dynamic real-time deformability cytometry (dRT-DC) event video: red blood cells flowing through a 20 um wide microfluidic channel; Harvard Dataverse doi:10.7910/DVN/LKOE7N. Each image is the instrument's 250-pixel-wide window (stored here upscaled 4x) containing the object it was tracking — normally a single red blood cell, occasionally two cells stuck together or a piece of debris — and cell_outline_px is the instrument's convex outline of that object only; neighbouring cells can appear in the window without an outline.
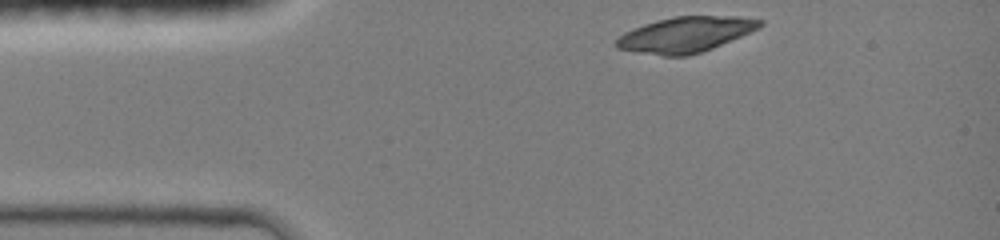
{"species": "common noctule bat (a hibernating species)", "species_latin": "Nyctalus noctula", "temperature_condition": "room temperature", "stored_images_in_passage": 34, "camera_frame_rate_fps": 3000, "um_per_image_px": 0.085, "animal": {"sex": "female", "body_mass_g": 19.0, "forearm_length_mm": 51.5}, "frame": {"image": 1, "passage_image": 1, "time_ms": 0.0, "image_size_px": [1000, 240], "cell_outline_px": [[764, 24], [760, 28], [712, 48], [688, 56], [664, 56], [636, 52], [616, 48], [616, 40], [624, 32], [644, 24], [676, 16], [736, 16], [764, 20]], "centroid_in_image_um": [58.29, 2.94], "position_along_channel_um": 26.7, "area_um2": 29.48}}
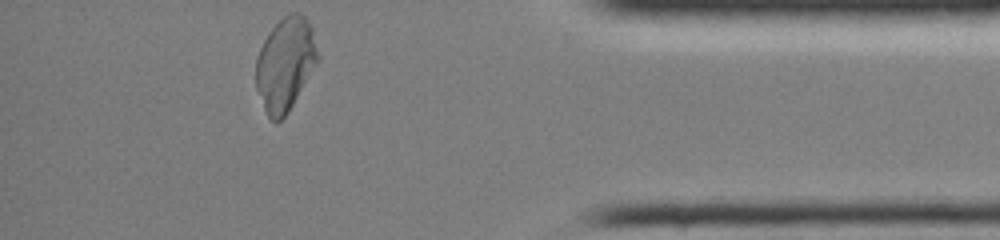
{"frame": {"image": 2, "passage_image": 34, "time_ms": 11.0, "image_size_px": [1000, 240], "cell_outline_px": [[320, 60], [288, 112], [276, 124], [268, 116], [264, 108], [256, 88], [256, 60], [260, 48], [264, 40], [272, 28], [288, 12], [300, 12], [304, 16], [312, 28], [320, 56]], "centroid_in_image_um": [24.27, 5.44], "position_along_channel_um": 410.9, "area_um2": 33.7}}